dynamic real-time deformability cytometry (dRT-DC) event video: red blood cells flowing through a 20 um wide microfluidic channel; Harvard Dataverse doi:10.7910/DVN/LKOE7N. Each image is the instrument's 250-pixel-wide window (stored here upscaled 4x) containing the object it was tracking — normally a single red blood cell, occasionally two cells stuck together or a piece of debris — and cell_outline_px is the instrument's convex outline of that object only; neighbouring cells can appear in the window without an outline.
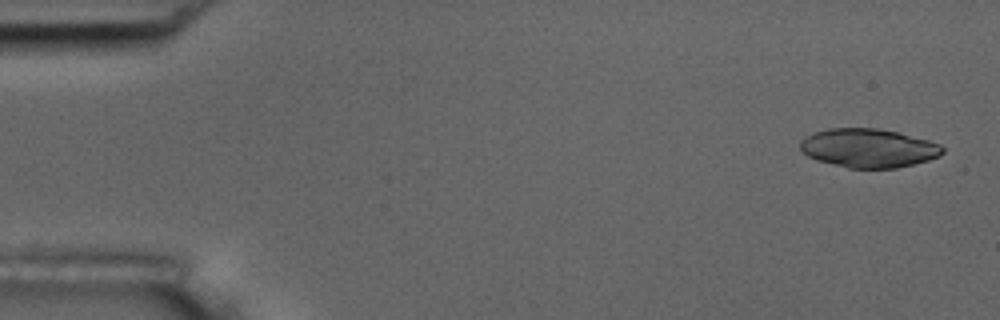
{"species": "common noctule bat (a hibernating species)", "species_latin": "Nyctalus noctula", "temperature_condition": "room temperature", "stored_images_in_passage": 8, "camera_frame_rate_fps": 3000, "um_per_image_px": 0.085, "animal": {"sex": "male", "body_mass_g": 17.5, "forearm_length_mm": 52.3}, "frame": {"image": 1, "passage_image": 1, "time_ms": 0.0, "image_size_px": [1000, 320], "cell_outline_px": [[944, 152], [940, 156], [928, 160], [896, 168], [848, 168], [816, 160], [808, 156], [800, 148], [800, 140], [804, 136], [812, 132], [828, 128], [876, 128], [896, 132], [928, 140], [940, 144], [944, 148]], "centroid_in_image_um": [73.79, 12.58], "position_along_channel_um": 11.2, "area_um2": 32.25}}